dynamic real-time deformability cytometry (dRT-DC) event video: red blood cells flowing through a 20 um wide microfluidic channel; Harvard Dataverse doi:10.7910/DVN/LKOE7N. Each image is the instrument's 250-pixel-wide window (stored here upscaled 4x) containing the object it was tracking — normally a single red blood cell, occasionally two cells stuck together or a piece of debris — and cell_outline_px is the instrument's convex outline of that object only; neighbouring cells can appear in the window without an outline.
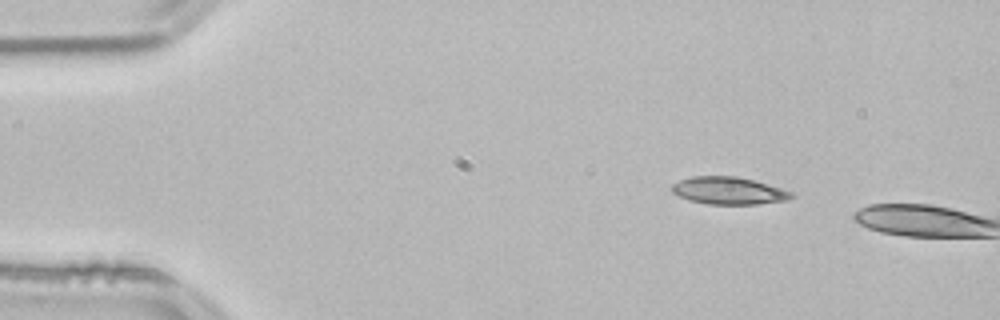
{"species": "common noctule bat (a hibernating species)", "species_latin": "Nyctalus noctula", "temperature_condition": "room temperature", "stored_images_in_passage": 3, "camera_frame_rate_fps": 3000, "um_per_image_px": 0.085, "animal": {"sex": "male", "body_mass_g": 21.5, "forearm_length_mm": 52.0}, "frame": {"image": 1, "passage_image": 1, "time_ms": 0.0, "image_size_px": [1000, 320], "cell_outline_px": [[796, 196], [788, 200], [756, 204], [708, 204], [688, 200], [672, 192], [672, 184], [680, 180], [692, 176], [736, 176], [756, 180], [792, 192]], "centroid_in_image_um": [61.95, 16.2], "position_along_channel_um": 23.0, "area_um2": 19.13}}